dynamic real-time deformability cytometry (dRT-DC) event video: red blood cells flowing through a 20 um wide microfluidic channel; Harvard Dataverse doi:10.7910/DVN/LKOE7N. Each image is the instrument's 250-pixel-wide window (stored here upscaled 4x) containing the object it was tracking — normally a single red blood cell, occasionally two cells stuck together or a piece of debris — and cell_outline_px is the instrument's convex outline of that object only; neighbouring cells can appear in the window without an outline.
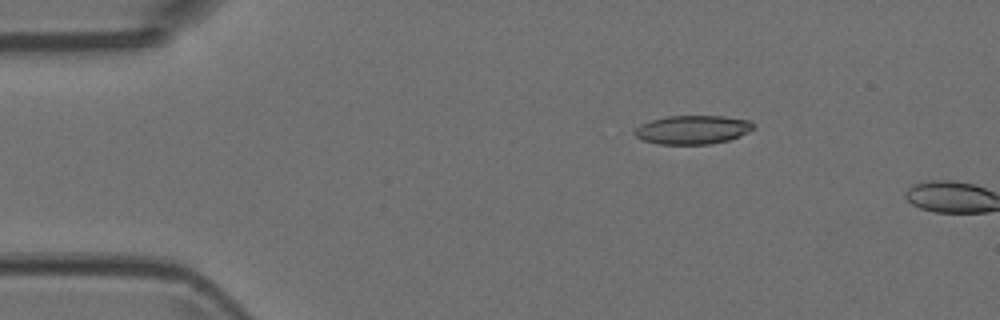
{"species": "Egyptian fruit bat (a non-hibernating species)", "species_latin": "Rousettus aegyptiacus", "temperature_condition": "room temperature", "stored_images_in_passage": 2, "camera_frame_rate_fps": 3000, "um_per_image_px": 0.085, "animal": {"sex": "female"}, "frame": {"image": 1, "passage_image": 2, "time_ms": 0.333, "image_size_px": [1000, 320], "cell_outline_px": [[756, 128], [740, 136], [728, 140], [712, 144], [656, 144], [644, 140], [636, 136], [632, 132], [640, 124], [664, 116], [724, 116], [752, 120], [756, 124]], "centroid_in_image_um": [58.92, 11.02], "position_along_channel_um": 26.1, "area_um2": 20.17}}